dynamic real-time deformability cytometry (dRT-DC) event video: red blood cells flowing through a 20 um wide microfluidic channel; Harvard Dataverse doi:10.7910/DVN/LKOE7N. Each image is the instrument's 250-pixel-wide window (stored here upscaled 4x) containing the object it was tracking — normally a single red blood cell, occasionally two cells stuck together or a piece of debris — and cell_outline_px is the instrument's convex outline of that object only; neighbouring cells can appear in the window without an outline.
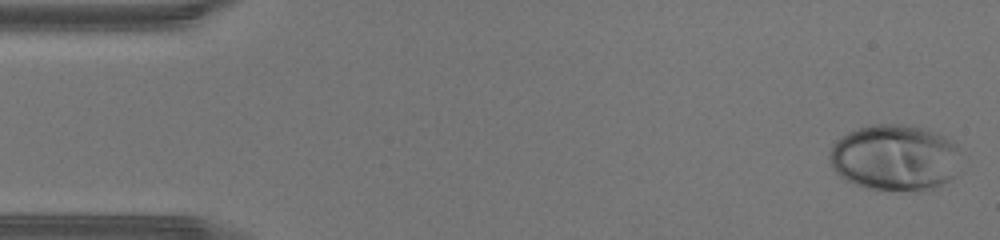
{"species": "human", "species_latin": "Homo sapiens", "temperature_condition": "warm", "stored_images_in_passage": 44, "camera_frame_rate_fps": 3000, "um_per_image_px": 0.085, "donor": {"sex": "male"}, "frame": {"image": 1, "passage_image": 1, "time_ms": 0.0, "image_size_px": [1000, 240], "cell_outline_px": [[964, 152], [956, 176], [928, 192], [924, 192], [868, 188], [856, 184], [840, 176], [832, 168], [828, 156], [832, 144], [840, 136], [848, 132], [872, 124], [904, 124], [928, 128], [952, 140]], "centroid_in_image_um": [76.14, 13.4], "position_along_channel_um": 8.9, "area_um2": 51.9}}
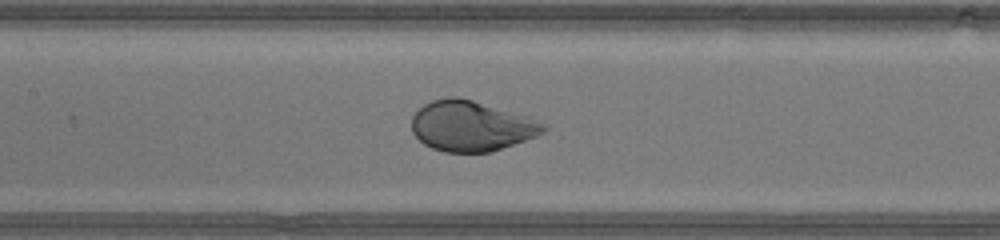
{"frame": {"image": 2, "passage_image": 20, "time_ms": 6.333, "image_size_px": [1000, 240], "cell_outline_px": [[548, 128], [544, 132], [536, 136], [492, 152], [444, 152], [432, 148], [424, 144], [412, 132], [412, 116], [424, 104], [432, 100], [448, 96], [456, 96], [472, 100], [524, 116], [544, 124]], "centroid_in_image_um": [40.01, 10.72], "position_along_channel_um": 167.4, "area_um2": 38.21}}
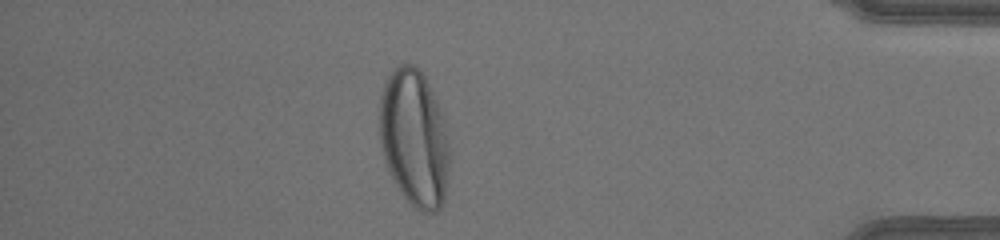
{"frame": {"image": 3, "passage_image": 38, "time_ms": 12.333, "image_size_px": [1000, 240], "cell_outline_px": [[448, 168], [444, 200], [440, 208], [436, 212], [420, 212], [400, 192], [388, 172], [384, 160], [380, 144], [380, 92], [384, 80], [392, 68], [400, 64], [412, 64], [420, 68], [444, 116], [448, 144]], "centroid_in_image_um": [35.18, 11.71], "position_along_channel_um": 400.0, "area_um2": 56.3}}